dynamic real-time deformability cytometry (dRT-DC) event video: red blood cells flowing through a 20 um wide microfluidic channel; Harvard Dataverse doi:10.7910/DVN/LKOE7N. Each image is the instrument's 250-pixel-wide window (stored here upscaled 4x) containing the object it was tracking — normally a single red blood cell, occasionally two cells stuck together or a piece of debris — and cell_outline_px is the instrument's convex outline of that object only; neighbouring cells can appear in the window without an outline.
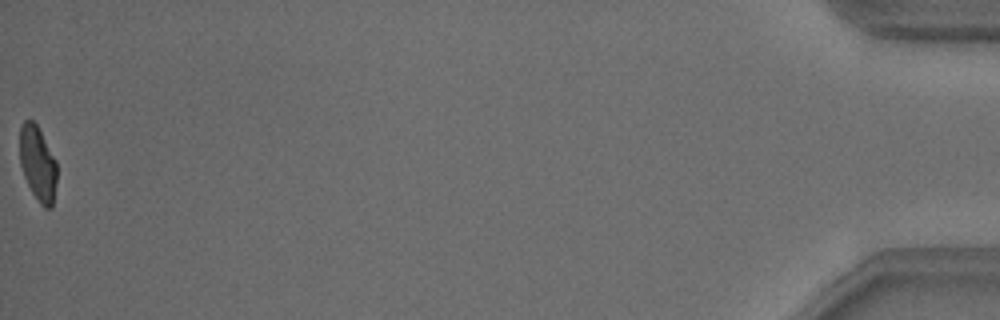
{"species": "common noctule bat (a hibernating species)", "species_latin": "Nyctalus noctula", "temperature_condition": "warm", "stored_images_in_passage": 48, "camera_frame_rate_fps": 3000, "um_per_image_px": 0.085, "animal": {"sex": "male", "body_mass_g": 18.8}, "frame": {"image": 1, "passage_image": 48, "time_ms": 15.667, "image_size_px": [1000, 320], "cell_outline_px": [[56, 180], [52, 208], [44, 208], [40, 204], [32, 192], [24, 176], [20, 164], [20, 128], [24, 120], [32, 120], [36, 124], [56, 160]], "centroid_in_image_um": [3.2, 13.91], "position_along_channel_um": 432.0, "area_um2": 16.01}, "authors_computed_cell_mechanics": {"area_um2": 17.7735, "velocity_mm_per_s": 3.8404, "shape_relaxation_time_tau1_ms": 4.3152, "shape_relaxation_time_tau2_ms": 1.0108, "deformation_change_tau1": 0.1597, "deformation_change_tau2": 0.0738}}